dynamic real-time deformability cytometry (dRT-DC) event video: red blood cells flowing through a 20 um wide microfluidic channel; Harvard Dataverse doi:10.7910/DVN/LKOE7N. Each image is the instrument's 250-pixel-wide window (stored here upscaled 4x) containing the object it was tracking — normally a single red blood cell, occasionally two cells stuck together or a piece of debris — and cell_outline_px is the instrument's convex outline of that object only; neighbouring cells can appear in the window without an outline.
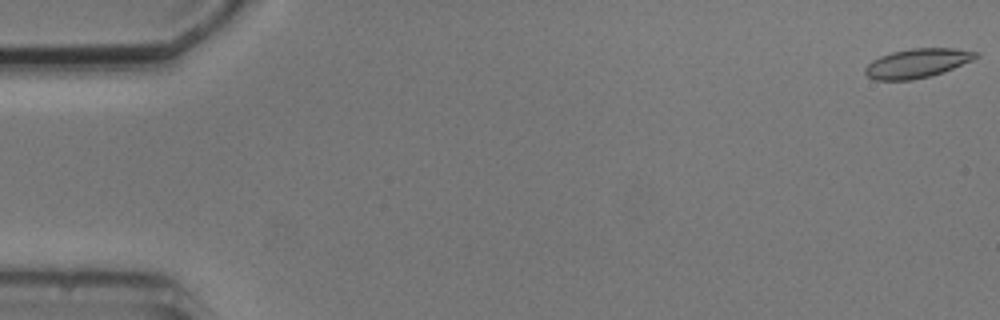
{"species": "common noctule bat (a hibernating species)", "species_latin": "Nyctalus noctula", "temperature_condition": "cold", "stored_images_in_passage": 6, "camera_frame_rate_fps": 3000, "um_per_image_px": 0.085, "animal": {"sex": "male", "body_mass_g": 20.5, "forearm_length_mm": 52.5}, "frame": {"image": 1, "passage_image": 1, "time_ms": 0.0, "image_size_px": [1000, 320], "cell_outline_px": [[980, 56], [972, 60], [944, 72], [932, 76], [912, 80], [876, 80], [868, 76], [864, 72], [864, 68], [872, 60], [880, 56], [892, 52], [912, 48], [956, 48], [980, 52]], "centroid_in_image_um": [77.99, 5.37], "position_along_channel_um": 7.0, "area_um2": 18.96}}
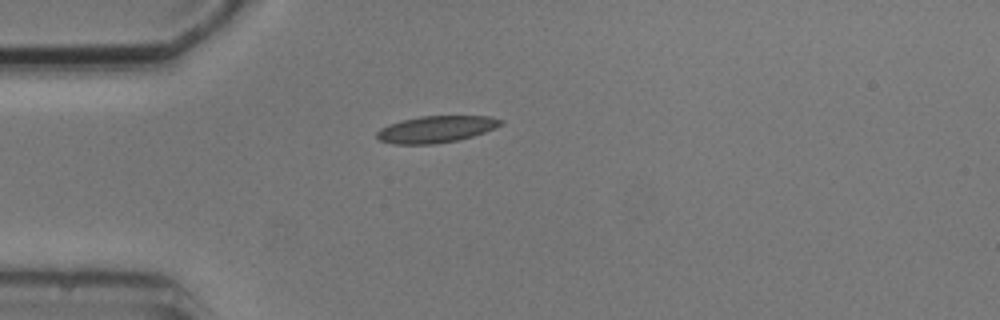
{"frame": {"image": 2, "passage_image": 5, "time_ms": 4.667, "image_size_px": [1000, 320], "cell_outline_px": [[504, 124], [484, 132], [460, 140], [432, 144], [392, 144], [380, 140], [376, 136], [376, 132], [380, 128], [388, 124], [420, 116], [492, 116], [504, 120]], "centroid_in_image_um": [37.08, 10.98], "position_along_channel_um": 47.9, "area_um2": 19.36}}